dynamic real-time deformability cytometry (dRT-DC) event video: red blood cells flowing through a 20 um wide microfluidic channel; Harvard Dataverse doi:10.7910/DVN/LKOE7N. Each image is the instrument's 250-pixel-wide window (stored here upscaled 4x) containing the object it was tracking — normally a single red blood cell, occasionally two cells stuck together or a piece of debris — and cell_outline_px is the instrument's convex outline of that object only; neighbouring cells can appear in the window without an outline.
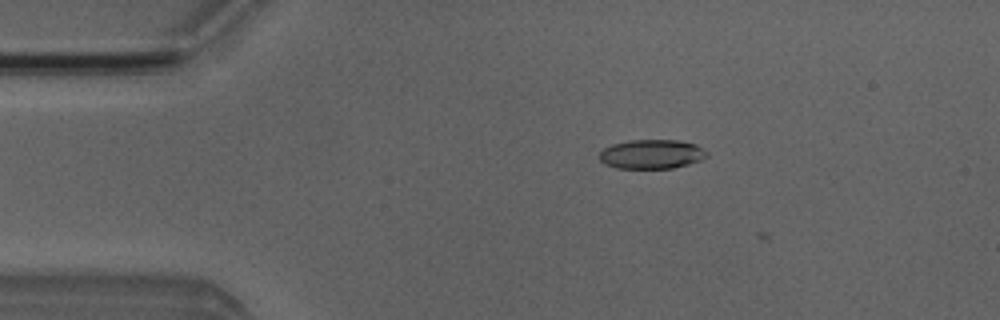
{"species": "Egyptian fruit bat (a non-hibernating species)", "species_latin": "Rousettus aegyptiacus", "temperature_condition": "room temperature", "stored_images_in_passage": 4, "camera_frame_rate_fps": 3000, "um_per_image_px": 0.085, "animal": {"sex": "male"}, "frame": {"image": 1, "passage_image": 2, "time_ms": 1.0, "image_size_px": [1000, 320], "cell_outline_px": [[708, 156], [700, 160], [688, 164], [672, 168], [616, 168], [604, 164], [600, 160], [600, 152], [604, 148], [612, 144], [632, 140], [676, 140], [696, 144], [708, 152]], "centroid_in_image_um": [55.39, 13.1], "position_along_channel_um": 29.6, "area_um2": 18.26}}